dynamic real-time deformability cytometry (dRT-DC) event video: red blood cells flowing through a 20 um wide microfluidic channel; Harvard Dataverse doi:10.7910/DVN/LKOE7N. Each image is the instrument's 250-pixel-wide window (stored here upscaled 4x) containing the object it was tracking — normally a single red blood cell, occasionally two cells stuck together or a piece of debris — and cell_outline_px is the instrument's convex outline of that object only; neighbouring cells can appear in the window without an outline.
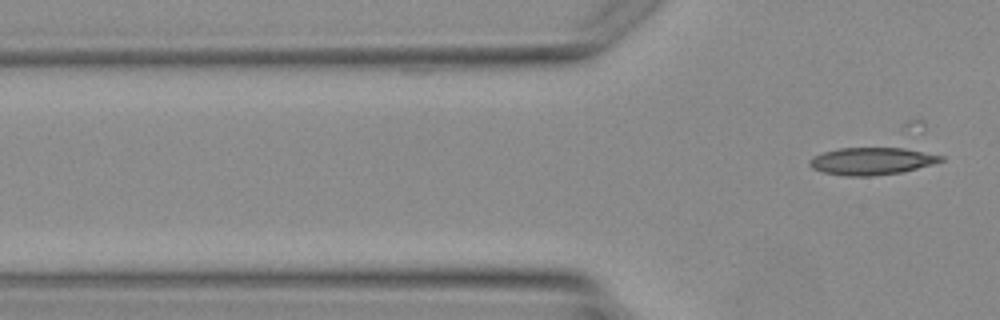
{"species": "Egyptian fruit bat (a non-hibernating species)", "species_latin": "Rousettus aegyptiacus", "temperature_condition": "warm", "stored_images_in_passage": 2, "camera_frame_rate_fps": 3000, "um_per_image_px": 0.085, "animal": {"sex": "female"}, "frame": {"image": 1, "passage_image": 2, "time_ms": 2.0, "image_size_px": [1000, 320], "cell_outline_px": [[944, 160], [932, 164], [900, 172], [872, 176], [844, 176], [824, 172], [812, 168], [808, 164], [808, 160], [824, 152], [840, 148], [904, 148], [944, 156]], "centroid_in_image_um": [74.08, 13.69], "position_along_channel_um": 51.7, "area_um2": 20.63}}